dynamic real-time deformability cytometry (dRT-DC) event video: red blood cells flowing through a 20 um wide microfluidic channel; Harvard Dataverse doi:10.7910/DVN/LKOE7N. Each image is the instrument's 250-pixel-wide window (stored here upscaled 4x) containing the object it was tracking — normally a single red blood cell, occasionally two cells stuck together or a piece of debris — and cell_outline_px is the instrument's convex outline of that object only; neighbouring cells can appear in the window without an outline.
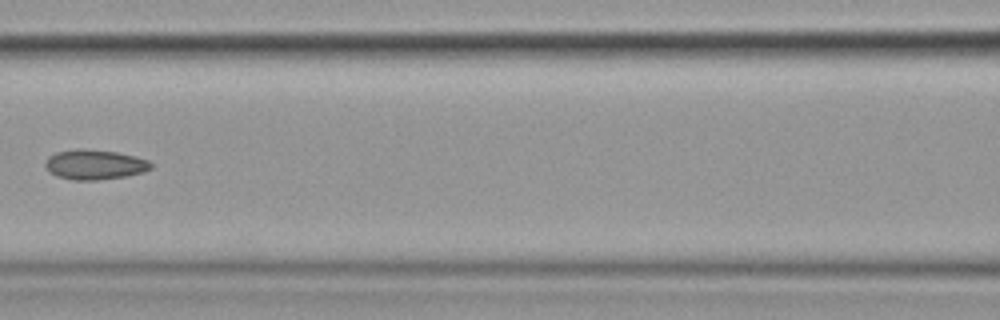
{"species": "common noctule bat (a hibernating species)", "species_latin": "Nyctalus noctula", "temperature_condition": "cold", "stored_images_in_passage": 10, "camera_frame_rate_fps": 3000, "um_per_image_px": 0.085, "animal": {"sex": "female", "body_mass_g": 19.9}, "frame": {"image": 1, "passage_image": 7, "time_ms": 8.0, "image_size_px": [1000, 320], "cell_outline_px": [[152, 168], [144, 172], [128, 176], [96, 180], [72, 180], [56, 176], [48, 172], [44, 164], [44, 160], [48, 156], [56, 152], [80, 148], [116, 152], [136, 156], [148, 160], [152, 164]], "centroid_in_image_um": [8.02, 13.99], "position_along_channel_um": 158.6, "area_um2": 18.67}}
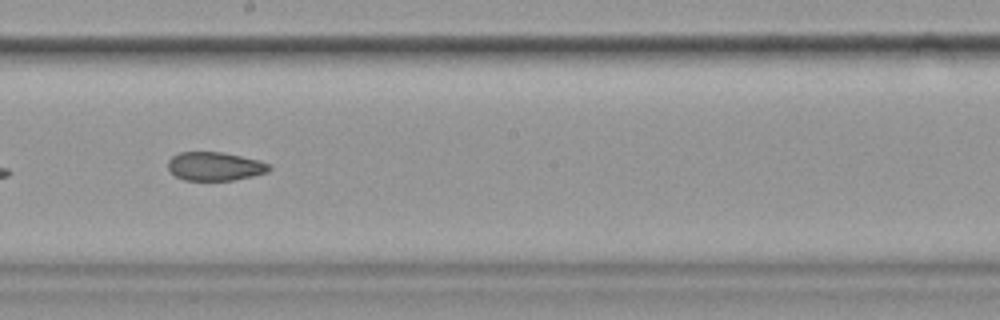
{"frame": {"image": 2, "passage_image": 9, "time_ms": 10.0, "image_size_px": [1000, 320], "cell_outline_px": [[272, 168], [268, 172], [252, 176], [232, 180], [184, 180], [176, 176], [168, 168], [168, 160], [172, 156], [180, 152], [220, 152], [260, 160], [268, 164]], "centroid_in_image_um": [18.27, 14.13], "position_along_channel_um": 229.9, "area_um2": 16.76}}
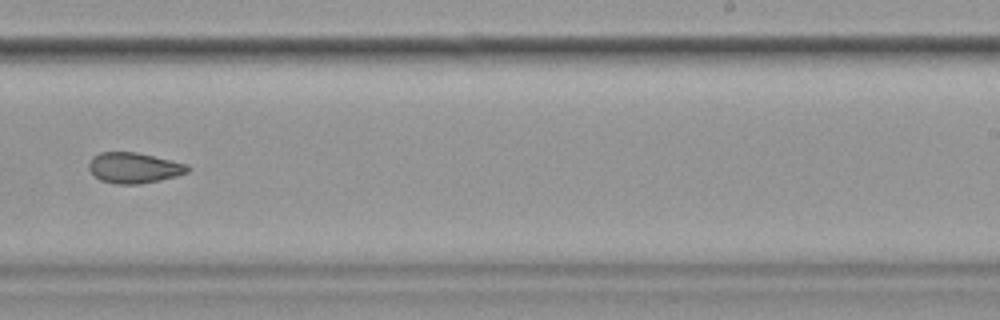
{"frame": {"image": 3, "passage_image": 10, "time_ms": 11.333, "image_size_px": [1000, 320], "cell_outline_px": [[192, 168], [188, 172], [176, 176], [160, 180], [140, 184], [116, 184], [100, 180], [88, 168], [88, 164], [92, 156], [100, 152], [136, 152], [188, 164]], "centroid_in_image_um": [11.4, 14.26], "position_along_channel_um": 277.6, "area_um2": 17.69}}